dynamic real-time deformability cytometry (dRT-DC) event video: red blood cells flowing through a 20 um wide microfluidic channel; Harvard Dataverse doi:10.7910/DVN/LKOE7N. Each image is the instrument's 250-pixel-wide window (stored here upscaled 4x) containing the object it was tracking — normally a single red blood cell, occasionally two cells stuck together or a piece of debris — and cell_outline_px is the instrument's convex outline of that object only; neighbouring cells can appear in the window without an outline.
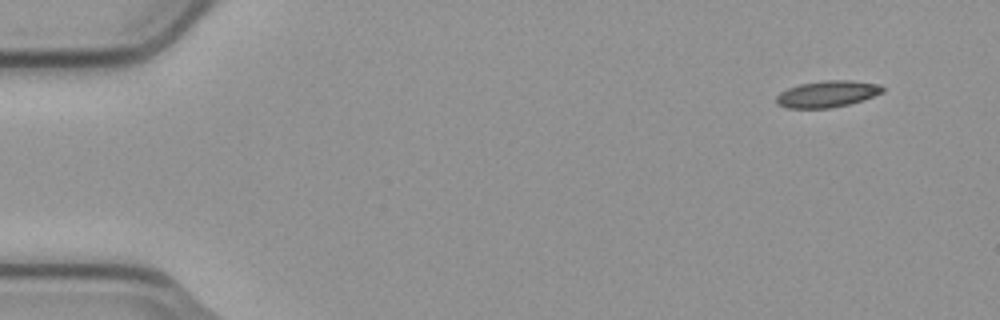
{"species": "common noctule bat (a hibernating species)", "species_latin": "Nyctalus noctula", "temperature_condition": "cold", "stored_images_in_passage": 5, "camera_frame_rate_fps": 3000, "um_per_image_px": 0.085, "animal": {"sex": "male", "body_mass_g": 23.1, "forearm_length_mm": 52.7}, "frame": {"image": 1, "passage_image": 1, "time_ms": 0.0, "image_size_px": [1000, 320], "cell_outline_px": [[884, 92], [848, 104], [828, 108], [788, 108], [776, 104], [776, 96], [780, 92], [788, 88], [800, 84], [824, 80], [852, 80], [880, 84], [884, 88]], "centroid_in_image_um": [70.3, 7.98], "position_along_channel_um": 14.7, "area_um2": 16.36}}
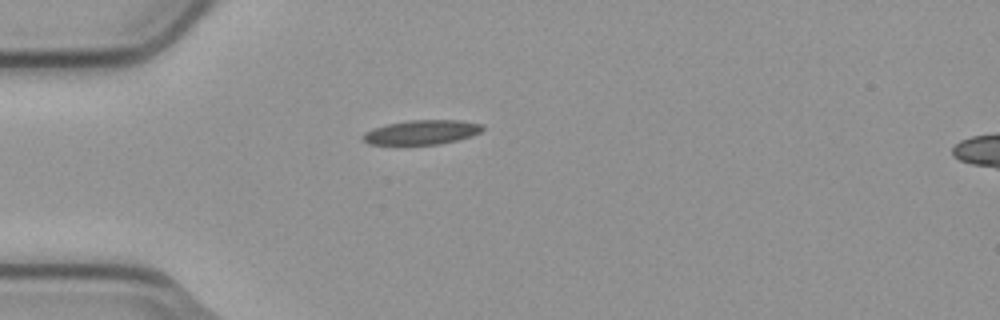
{"frame": {"image": 2, "passage_image": 4, "time_ms": 1.0, "image_size_px": [1000, 320], "cell_outline_px": [[484, 128], [480, 132], [472, 136], [456, 140], [436, 144], [368, 144], [360, 136], [364, 132], [372, 128], [388, 124], [408, 120], [460, 120], [484, 124]], "centroid_in_image_um": [35.84, 11.23], "position_along_channel_um": 49.2, "area_um2": 16.99}}